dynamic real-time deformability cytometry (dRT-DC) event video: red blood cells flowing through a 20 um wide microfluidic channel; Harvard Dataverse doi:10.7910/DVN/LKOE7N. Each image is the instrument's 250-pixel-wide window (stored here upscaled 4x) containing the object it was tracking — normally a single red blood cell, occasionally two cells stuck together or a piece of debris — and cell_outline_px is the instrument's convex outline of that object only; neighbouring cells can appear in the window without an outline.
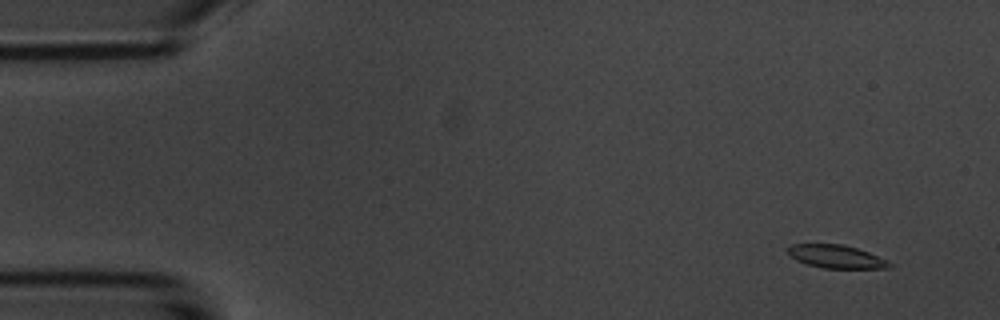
{"species": "common noctule bat (a hibernating species)", "species_latin": "Nyctalus noctula", "temperature_condition": "room temperature", "stored_images_in_passage": 6, "camera_frame_rate_fps": 3000, "um_per_image_px": 0.085, "animal": {"sex": "male", "body_mass_g": 20.1, "forearm_length_mm": 53.5}, "frame": {"image": 1, "passage_image": 1, "time_ms": 0.0, "image_size_px": [1000, 320], "cell_outline_px": [[896, 264], [892, 268], [824, 268], [808, 264], [796, 260], [788, 252], [788, 248], [792, 244], [844, 244], [868, 252], [888, 260]], "centroid_in_image_um": [71.16, 21.81], "position_along_channel_um": 13.8, "area_um2": 13.7}}